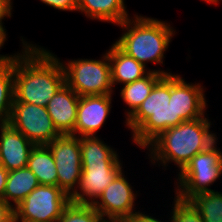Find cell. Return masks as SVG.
Returning a JSON list of instances; mask_svg holds the SVG:
<instances>
[{
  "label": "cell",
  "instance_id": "obj_7",
  "mask_svg": "<svg viewBox=\"0 0 222 222\" xmlns=\"http://www.w3.org/2000/svg\"><path fill=\"white\" fill-rule=\"evenodd\" d=\"M70 196L58 186L39 184L14 208L16 222H57Z\"/></svg>",
  "mask_w": 222,
  "mask_h": 222
},
{
  "label": "cell",
  "instance_id": "obj_2",
  "mask_svg": "<svg viewBox=\"0 0 222 222\" xmlns=\"http://www.w3.org/2000/svg\"><path fill=\"white\" fill-rule=\"evenodd\" d=\"M211 125L205 115L164 130L144 148L148 150V159L152 165H161L165 170L170 167L169 163H173L179 174L196 154L219 140L210 130Z\"/></svg>",
  "mask_w": 222,
  "mask_h": 222
},
{
  "label": "cell",
  "instance_id": "obj_22",
  "mask_svg": "<svg viewBox=\"0 0 222 222\" xmlns=\"http://www.w3.org/2000/svg\"><path fill=\"white\" fill-rule=\"evenodd\" d=\"M14 60L0 64V124L9 121L14 99Z\"/></svg>",
  "mask_w": 222,
  "mask_h": 222
},
{
  "label": "cell",
  "instance_id": "obj_6",
  "mask_svg": "<svg viewBox=\"0 0 222 222\" xmlns=\"http://www.w3.org/2000/svg\"><path fill=\"white\" fill-rule=\"evenodd\" d=\"M100 59H69L61 64L65 73V83L79 96L113 94L111 65L108 52Z\"/></svg>",
  "mask_w": 222,
  "mask_h": 222
},
{
  "label": "cell",
  "instance_id": "obj_30",
  "mask_svg": "<svg viewBox=\"0 0 222 222\" xmlns=\"http://www.w3.org/2000/svg\"><path fill=\"white\" fill-rule=\"evenodd\" d=\"M169 221H170V217H169V220L166 222H169ZM123 222H164V221L157 219L153 215L150 216V213L145 214L144 211L143 212L139 211L137 214H135L131 218L124 220Z\"/></svg>",
  "mask_w": 222,
  "mask_h": 222
},
{
  "label": "cell",
  "instance_id": "obj_10",
  "mask_svg": "<svg viewBox=\"0 0 222 222\" xmlns=\"http://www.w3.org/2000/svg\"><path fill=\"white\" fill-rule=\"evenodd\" d=\"M138 193L122 170L105 188L93 207L109 222H123L137 214L135 207Z\"/></svg>",
  "mask_w": 222,
  "mask_h": 222
},
{
  "label": "cell",
  "instance_id": "obj_18",
  "mask_svg": "<svg viewBox=\"0 0 222 222\" xmlns=\"http://www.w3.org/2000/svg\"><path fill=\"white\" fill-rule=\"evenodd\" d=\"M38 185L39 182L36 175L28 167L10 171L6 181L3 200L15 208Z\"/></svg>",
  "mask_w": 222,
  "mask_h": 222
},
{
  "label": "cell",
  "instance_id": "obj_5",
  "mask_svg": "<svg viewBox=\"0 0 222 222\" xmlns=\"http://www.w3.org/2000/svg\"><path fill=\"white\" fill-rule=\"evenodd\" d=\"M217 142L196 154L177 174L174 192L179 198L190 200L197 194L214 191L211 186L222 176V150Z\"/></svg>",
  "mask_w": 222,
  "mask_h": 222
},
{
  "label": "cell",
  "instance_id": "obj_1",
  "mask_svg": "<svg viewBox=\"0 0 222 222\" xmlns=\"http://www.w3.org/2000/svg\"><path fill=\"white\" fill-rule=\"evenodd\" d=\"M22 50L14 59V100L46 107L65 84V73L57 55L21 36Z\"/></svg>",
  "mask_w": 222,
  "mask_h": 222
},
{
  "label": "cell",
  "instance_id": "obj_32",
  "mask_svg": "<svg viewBox=\"0 0 222 222\" xmlns=\"http://www.w3.org/2000/svg\"><path fill=\"white\" fill-rule=\"evenodd\" d=\"M202 1H204L205 3H209V4H215V5H217V4H219L222 0H202ZM220 1V2H219Z\"/></svg>",
  "mask_w": 222,
  "mask_h": 222
},
{
  "label": "cell",
  "instance_id": "obj_15",
  "mask_svg": "<svg viewBox=\"0 0 222 222\" xmlns=\"http://www.w3.org/2000/svg\"><path fill=\"white\" fill-rule=\"evenodd\" d=\"M80 96L66 83L49 100L46 109L61 135H74Z\"/></svg>",
  "mask_w": 222,
  "mask_h": 222
},
{
  "label": "cell",
  "instance_id": "obj_26",
  "mask_svg": "<svg viewBox=\"0 0 222 222\" xmlns=\"http://www.w3.org/2000/svg\"><path fill=\"white\" fill-rule=\"evenodd\" d=\"M42 3L59 11H76L78 10V0H40Z\"/></svg>",
  "mask_w": 222,
  "mask_h": 222
},
{
  "label": "cell",
  "instance_id": "obj_13",
  "mask_svg": "<svg viewBox=\"0 0 222 222\" xmlns=\"http://www.w3.org/2000/svg\"><path fill=\"white\" fill-rule=\"evenodd\" d=\"M112 94L80 96L74 136L97 135L110 115Z\"/></svg>",
  "mask_w": 222,
  "mask_h": 222
},
{
  "label": "cell",
  "instance_id": "obj_25",
  "mask_svg": "<svg viewBox=\"0 0 222 222\" xmlns=\"http://www.w3.org/2000/svg\"><path fill=\"white\" fill-rule=\"evenodd\" d=\"M171 205L170 222H204L197 208L190 200H183L176 194Z\"/></svg>",
  "mask_w": 222,
  "mask_h": 222
},
{
  "label": "cell",
  "instance_id": "obj_9",
  "mask_svg": "<svg viewBox=\"0 0 222 222\" xmlns=\"http://www.w3.org/2000/svg\"><path fill=\"white\" fill-rule=\"evenodd\" d=\"M47 146L55 161L58 187L71 196L78 188L82 174L80 139L71 134L60 135Z\"/></svg>",
  "mask_w": 222,
  "mask_h": 222
},
{
  "label": "cell",
  "instance_id": "obj_16",
  "mask_svg": "<svg viewBox=\"0 0 222 222\" xmlns=\"http://www.w3.org/2000/svg\"><path fill=\"white\" fill-rule=\"evenodd\" d=\"M107 52L111 65V81L114 89L116 84L124 85L134 82L146 76L150 71H155L164 75L172 74L171 71L166 72L161 68L158 70L146 68L143 64L123 52L115 43L109 47Z\"/></svg>",
  "mask_w": 222,
  "mask_h": 222
},
{
  "label": "cell",
  "instance_id": "obj_28",
  "mask_svg": "<svg viewBox=\"0 0 222 222\" xmlns=\"http://www.w3.org/2000/svg\"><path fill=\"white\" fill-rule=\"evenodd\" d=\"M14 221V208L0 199V222H13Z\"/></svg>",
  "mask_w": 222,
  "mask_h": 222
},
{
  "label": "cell",
  "instance_id": "obj_20",
  "mask_svg": "<svg viewBox=\"0 0 222 222\" xmlns=\"http://www.w3.org/2000/svg\"><path fill=\"white\" fill-rule=\"evenodd\" d=\"M27 167L36 175L39 184L58 186L55 161L47 145H35L33 147Z\"/></svg>",
  "mask_w": 222,
  "mask_h": 222
},
{
  "label": "cell",
  "instance_id": "obj_24",
  "mask_svg": "<svg viewBox=\"0 0 222 222\" xmlns=\"http://www.w3.org/2000/svg\"><path fill=\"white\" fill-rule=\"evenodd\" d=\"M57 222H109L93 205L70 203L64 208Z\"/></svg>",
  "mask_w": 222,
  "mask_h": 222
},
{
  "label": "cell",
  "instance_id": "obj_4",
  "mask_svg": "<svg viewBox=\"0 0 222 222\" xmlns=\"http://www.w3.org/2000/svg\"><path fill=\"white\" fill-rule=\"evenodd\" d=\"M170 100V74L164 75L137 110L125 120L132 142L144 149L161 132L174 127Z\"/></svg>",
  "mask_w": 222,
  "mask_h": 222
},
{
  "label": "cell",
  "instance_id": "obj_29",
  "mask_svg": "<svg viewBox=\"0 0 222 222\" xmlns=\"http://www.w3.org/2000/svg\"><path fill=\"white\" fill-rule=\"evenodd\" d=\"M13 0H0V26H4V19L11 18ZM3 22V23H2Z\"/></svg>",
  "mask_w": 222,
  "mask_h": 222
},
{
  "label": "cell",
  "instance_id": "obj_11",
  "mask_svg": "<svg viewBox=\"0 0 222 222\" xmlns=\"http://www.w3.org/2000/svg\"><path fill=\"white\" fill-rule=\"evenodd\" d=\"M201 83H189L181 75L170 74V100L174 126L184 121L201 118L206 114L207 99Z\"/></svg>",
  "mask_w": 222,
  "mask_h": 222
},
{
  "label": "cell",
  "instance_id": "obj_31",
  "mask_svg": "<svg viewBox=\"0 0 222 222\" xmlns=\"http://www.w3.org/2000/svg\"><path fill=\"white\" fill-rule=\"evenodd\" d=\"M8 173L9 172L3 166H1V162H0V199L1 200H3Z\"/></svg>",
  "mask_w": 222,
  "mask_h": 222
},
{
  "label": "cell",
  "instance_id": "obj_27",
  "mask_svg": "<svg viewBox=\"0 0 222 222\" xmlns=\"http://www.w3.org/2000/svg\"><path fill=\"white\" fill-rule=\"evenodd\" d=\"M7 30L5 29V26H0V51L2 49V47H4V43L7 41ZM18 51L17 53L14 54H0V64H5L7 62H10L12 60H14L16 58V56L18 55Z\"/></svg>",
  "mask_w": 222,
  "mask_h": 222
},
{
  "label": "cell",
  "instance_id": "obj_8",
  "mask_svg": "<svg viewBox=\"0 0 222 222\" xmlns=\"http://www.w3.org/2000/svg\"><path fill=\"white\" fill-rule=\"evenodd\" d=\"M8 123L34 145H48L61 135L46 107L16 102L14 99Z\"/></svg>",
  "mask_w": 222,
  "mask_h": 222
},
{
  "label": "cell",
  "instance_id": "obj_23",
  "mask_svg": "<svg viewBox=\"0 0 222 222\" xmlns=\"http://www.w3.org/2000/svg\"><path fill=\"white\" fill-rule=\"evenodd\" d=\"M190 201L197 208L204 222H222V192L218 190L193 196Z\"/></svg>",
  "mask_w": 222,
  "mask_h": 222
},
{
  "label": "cell",
  "instance_id": "obj_12",
  "mask_svg": "<svg viewBox=\"0 0 222 222\" xmlns=\"http://www.w3.org/2000/svg\"><path fill=\"white\" fill-rule=\"evenodd\" d=\"M121 160L82 162L79 186L70 196L73 203L93 205L105 188L123 170Z\"/></svg>",
  "mask_w": 222,
  "mask_h": 222
},
{
  "label": "cell",
  "instance_id": "obj_3",
  "mask_svg": "<svg viewBox=\"0 0 222 222\" xmlns=\"http://www.w3.org/2000/svg\"><path fill=\"white\" fill-rule=\"evenodd\" d=\"M118 26L123 32L114 43L123 52L146 68L148 62L162 66L164 54L176 34L169 22L136 13Z\"/></svg>",
  "mask_w": 222,
  "mask_h": 222
},
{
  "label": "cell",
  "instance_id": "obj_14",
  "mask_svg": "<svg viewBox=\"0 0 222 222\" xmlns=\"http://www.w3.org/2000/svg\"><path fill=\"white\" fill-rule=\"evenodd\" d=\"M34 146L9 123L0 124V162L8 172L27 167Z\"/></svg>",
  "mask_w": 222,
  "mask_h": 222
},
{
  "label": "cell",
  "instance_id": "obj_17",
  "mask_svg": "<svg viewBox=\"0 0 222 222\" xmlns=\"http://www.w3.org/2000/svg\"><path fill=\"white\" fill-rule=\"evenodd\" d=\"M126 8L125 0H78L77 11L89 20L112 23L116 26L130 17L131 14Z\"/></svg>",
  "mask_w": 222,
  "mask_h": 222
},
{
  "label": "cell",
  "instance_id": "obj_21",
  "mask_svg": "<svg viewBox=\"0 0 222 222\" xmlns=\"http://www.w3.org/2000/svg\"><path fill=\"white\" fill-rule=\"evenodd\" d=\"M79 139L82 162L120 160L117 150L101 140L98 135L80 136Z\"/></svg>",
  "mask_w": 222,
  "mask_h": 222
},
{
  "label": "cell",
  "instance_id": "obj_19",
  "mask_svg": "<svg viewBox=\"0 0 222 222\" xmlns=\"http://www.w3.org/2000/svg\"><path fill=\"white\" fill-rule=\"evenodd\" d=\"M164 76L155 71H150L146 76L134 82L122 85L120 89V97L124 103L128 105L125 110L126 120L137 110L142 102L150 95L155 84Z\"/></svg>",
  "mask_w": 222,
  "mask_h": 222
}]
</instances>
